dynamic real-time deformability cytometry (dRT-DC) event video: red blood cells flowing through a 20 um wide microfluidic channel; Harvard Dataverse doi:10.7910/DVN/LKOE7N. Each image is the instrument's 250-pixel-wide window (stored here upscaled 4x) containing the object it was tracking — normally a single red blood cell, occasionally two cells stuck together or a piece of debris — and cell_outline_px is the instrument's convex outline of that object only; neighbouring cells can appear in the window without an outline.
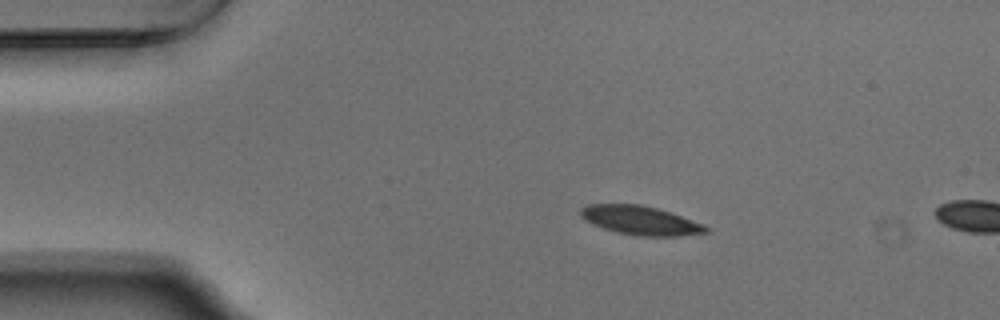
{"species": "Egyptian fruit bat (a non-hibernating species)", "species_latin": "Rousettus aegyptiacus", "temperature_condition": "warm", "stored_images_in_passage": 4, "camera_frame_rate_fps": 3000, "um_per_image_px": 0.085, "animal": {"sex": "male"}, "frame": {"image": 1, "passage_image": 1, "time_ms": 0.0, "image_size_px": [1000, 320], "cell_outline_px": [[712, 232], [680, 236], [636, 236], [616, 232], [592, 224], [584, 220], [580, 216], [580, 208], [588, 204], [640, 204], [672, 212], [704, 224]], "centroid_in_image_um": [54.46, 18.74], "position_along_channel_um": 30.5, "area_um2": 21.39}}